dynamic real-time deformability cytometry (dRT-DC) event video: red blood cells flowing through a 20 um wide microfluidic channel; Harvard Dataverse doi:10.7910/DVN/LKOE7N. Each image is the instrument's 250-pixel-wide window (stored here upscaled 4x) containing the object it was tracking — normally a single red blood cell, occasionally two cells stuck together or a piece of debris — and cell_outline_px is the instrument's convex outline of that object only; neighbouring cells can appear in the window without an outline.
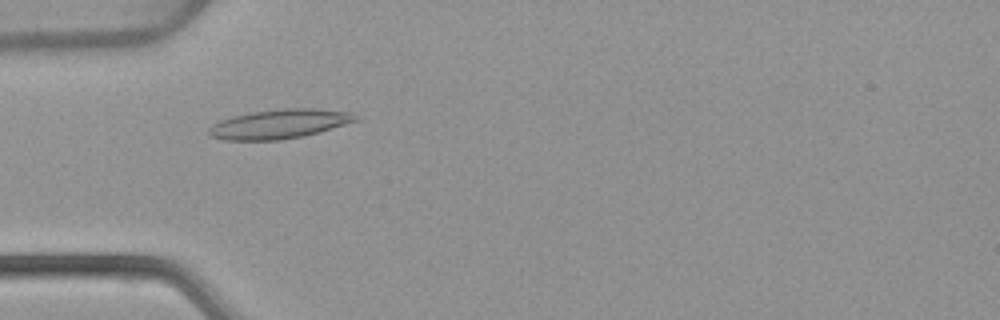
{"species": "common noctule bat (a hibernating species)", "species_latin": "Nyctalus noctula", "temperature_condition": "warm", "stored_images_in_passage": 52, "camera_frame_rate_fps": 3000, "um_per_image_px": 0.085, "animal": {"sex": "female", "body_mass_g": 22.7, "forearm_length_mm": 54.2}, "frame": {"image": 1, "passage_image": 16, "time_ms": 5.0, "image_size_px": [1000, 320], "cell_outline_px": [[360, 120], [304, 136], [280, 140], [224, 140], [212, 136], [208, 132], [208, 128], [212, 124], [220, 120], [232, 116], [252, 112], [284, 108], [316, 108], [352, 112]], "centroid_in_image_um": [23.75, 10.53], "position_along_channel_um": 61.2, "area_um2": 25.09}}
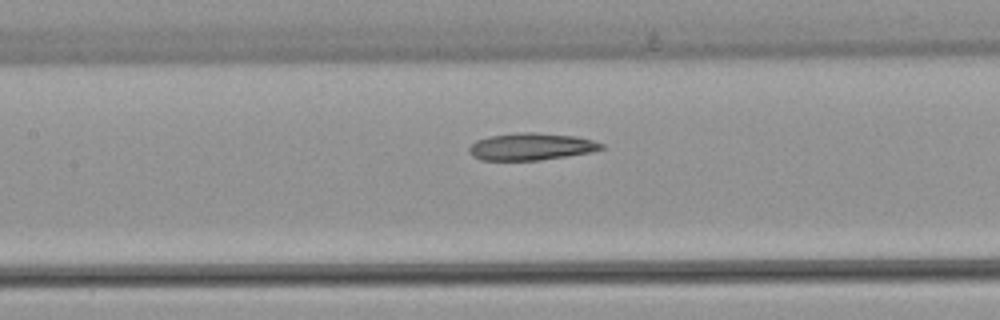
{"frame": {"image": 2, "passage_image": 24, "time_ms": 7.667, "image_size_px": [1000, 320], "cell_outline_px": [[604, 148], [592, 152], [540, 160], [480, 160], [472, 156], [468, 148], [476, 140], [488, 136], [520, 132], [536, 132], [576, 136], [592, 140], [604, 144]], "centroid_in_image_um": [45.14, 12.45], "position_along_channel_um": 162.3, "area_um2": 20.98}}
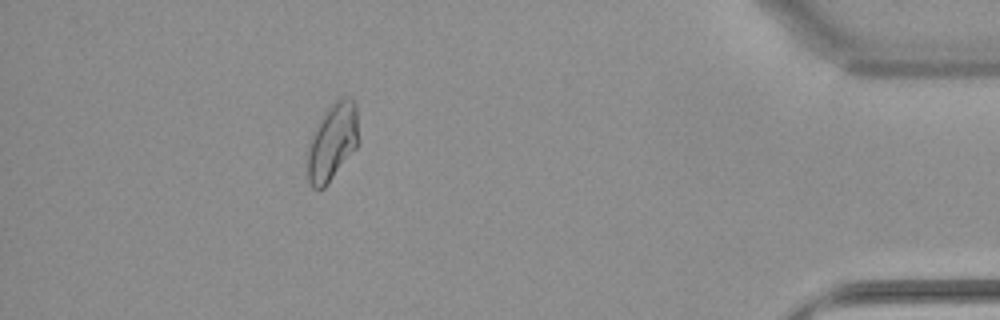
{"frame": {"image": 3, "passage_image": 47, "time_ms": 15.333, "image_size_px": [1000, 320], "cell_outline_px": [[360, 144], [328, 184], [324, 188], [312, 188], [308, 180], [308, 144], [324, 112], [336, 100], [352, 100], [356, 104], [360, 140]], "centroid_in_image_um": [28.29, 12.11], "position_along_channel_um": 406.9, "area_um2": 22.89}, "authors_computed_cell_mechanics": {"area_um2": 22.4264, "velocity_mm_per_s": 3.8663, "shape_relaxation_time_tau1_ms": null, "shape_relaxation_time_tau2_ms": 5.2448, "deformation_change_tau1": null, "deformation_change_tau2": 0.127}}